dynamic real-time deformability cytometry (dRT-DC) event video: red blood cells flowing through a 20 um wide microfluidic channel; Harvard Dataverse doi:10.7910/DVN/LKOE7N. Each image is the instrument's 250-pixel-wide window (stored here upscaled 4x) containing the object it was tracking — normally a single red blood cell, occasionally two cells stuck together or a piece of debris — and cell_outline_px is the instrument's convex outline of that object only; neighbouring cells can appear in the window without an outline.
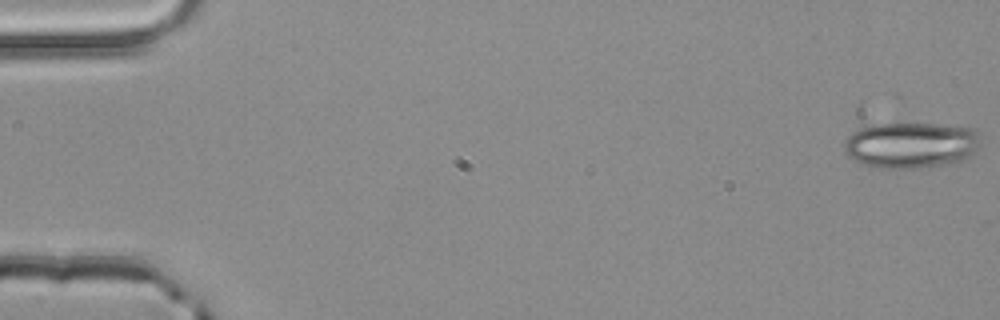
{"species": "common noctule bat (a hibernating species)", "species_latin": "Nyctalus noctula", "temperature_condition": "room temperature", "stored_images_in_passage": 10, "camera_frame_rate_fps": 3000, "um_per_image_px": 0.085, "animal": {"sex": "male", "body_mass_g": 20.4}, "frame": {"image": 1, "passage_image": 1, "time_ms": 0.0, "image_size_px": [1000, 320], "cell_outline_px": [[984, 144], [968, 160], [912, 168], [880, 168], [864, 164], [852, 160], [844, 152], [844, 140], [856, 104], [860, 100], [976, 128], [984, 136]], "centroid_in_image_um": [77.06, 11.78], "position_along_channel_um": 7.9, "area_um2": 48.32}}